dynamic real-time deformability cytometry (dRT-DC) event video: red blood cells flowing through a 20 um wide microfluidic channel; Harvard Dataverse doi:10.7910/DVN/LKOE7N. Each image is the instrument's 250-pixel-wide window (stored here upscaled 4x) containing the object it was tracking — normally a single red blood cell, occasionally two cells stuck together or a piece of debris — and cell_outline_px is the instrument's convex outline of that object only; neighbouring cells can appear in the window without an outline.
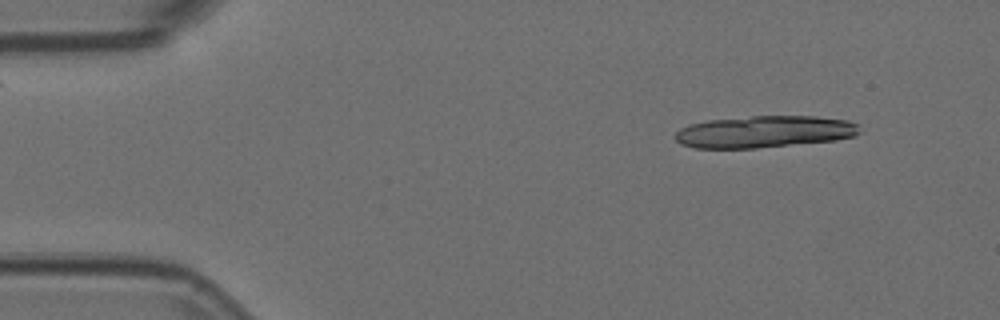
{"species": "Egyptian fruit bat (a non-hibernating species)", "species_latin": "Rousettus aegyptiacus", "temperature_condition": "room temperature", "stored_images_in_passage": 5, "camera_frame_rate_fps": 3000, "um_per_image_px": 0.085, "animal": {"sex": "female"}, "frame": {"image": 1, "passage_image": 1, "time_ms": 0.0, "image_size_px": [1000, 320], "cell_outline_px": [[860, 132], [856, 136], [836, 140], [756, 148], [696, 148], [680, 144], [672, 136], [680, 128], [688, 124], [708, 120], [752, 116], [816, 116], [848, 120], [860, 124]], "centroid_in_image_um": [64.98, 11.19], "position_along_channel_um": 20.0, "area_um2": 34.62}}